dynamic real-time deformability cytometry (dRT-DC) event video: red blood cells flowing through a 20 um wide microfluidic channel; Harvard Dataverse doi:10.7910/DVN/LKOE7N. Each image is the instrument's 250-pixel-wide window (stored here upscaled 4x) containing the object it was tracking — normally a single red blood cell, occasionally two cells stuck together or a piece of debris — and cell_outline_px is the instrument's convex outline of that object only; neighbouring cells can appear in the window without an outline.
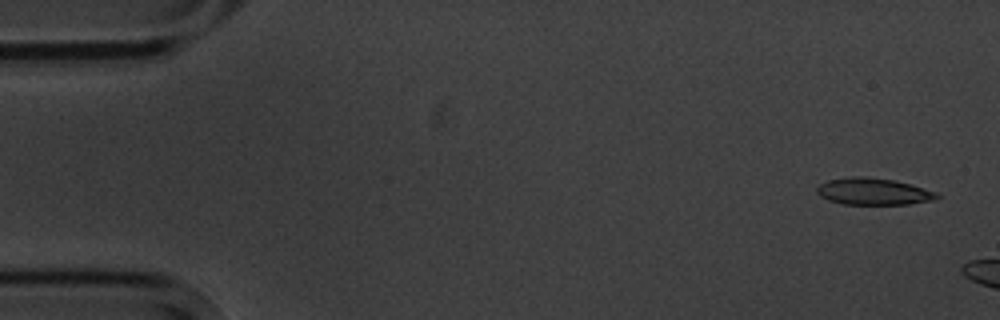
{"species": "common noctule bat (a hibernating species)", "species_latin": "Nyctalus noctula", "temperature_condition": "cold", "stored_images_in_passage": 5, "segment_of_instrument_passage": [2, 2], "camera_frame_rate_fps": 3000, "um_per_image_px": 0.085, "animal": {"sex": "male", "body_mass_g": 20.1, "forearm_length_mm": 53.5}, "frame": {"image": 1, "passage_image": 5, "time_ms": 4.667, "image_size_px": [1000, 320], "cell_outline_px": [[940, 196], [936, 200], [908, 204], [844, 204], [828, 200], [820, 196], [816, 192], [816, 188], [820, 184], [828, 180], [852, 176], [864, 176], [892, 180], [908, 184], [936, 192]], "centroid_in_image_um": [74.21, 16.28], "position_along_channel_um": 10.8, "area_um2": 18.61}}